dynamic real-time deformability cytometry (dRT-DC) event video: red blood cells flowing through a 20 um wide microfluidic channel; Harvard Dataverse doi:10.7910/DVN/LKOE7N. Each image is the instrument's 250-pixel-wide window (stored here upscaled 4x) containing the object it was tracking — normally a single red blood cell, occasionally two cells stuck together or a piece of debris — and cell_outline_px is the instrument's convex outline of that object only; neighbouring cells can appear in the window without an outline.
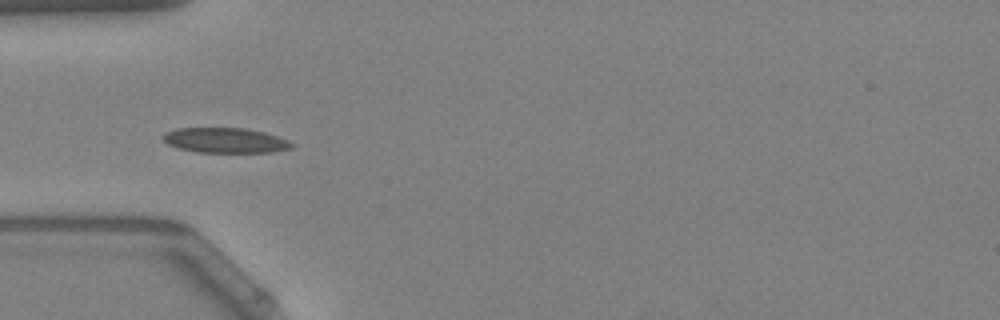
{"species": "Egyptian fruit bat (a non-hibernating species)", "species_latin": "Rousettus aegyptiacus", "temperature_condition": "warm", "stored_images_in_passage": 43, "camera_frame_rate_fps": 3000, "um_per_image_px": 0.085, "animal": {"sex": "female"}, "frame": {"image": 1, "passage_image": 7, "time_ms": 2.0, "image_size_px": [1000, 320], "cell_outline_px": [[296, 144], [292, 148], [272, 152], [196, 152], [180, 148], [168, 144], [160, 136], [164, 132], [176, 128], [248, 128], [264, 132], [288, 140]], "centroid_in_image_um": [19.15, 11.92], "position_along_channel_um": 65.9, "area_um2": 18.9}, "authors_computed_cell_mechanics": {"area_um2": 18.1492, "velocity_mm_per_s": 3.7938, "shape_relaxation_time_tau1_ms": 7.678, "shape_relaxation_time_tau2_ms": null, "deformation_change_tau1": 0.1618, "deformation_change_tau2": null}}